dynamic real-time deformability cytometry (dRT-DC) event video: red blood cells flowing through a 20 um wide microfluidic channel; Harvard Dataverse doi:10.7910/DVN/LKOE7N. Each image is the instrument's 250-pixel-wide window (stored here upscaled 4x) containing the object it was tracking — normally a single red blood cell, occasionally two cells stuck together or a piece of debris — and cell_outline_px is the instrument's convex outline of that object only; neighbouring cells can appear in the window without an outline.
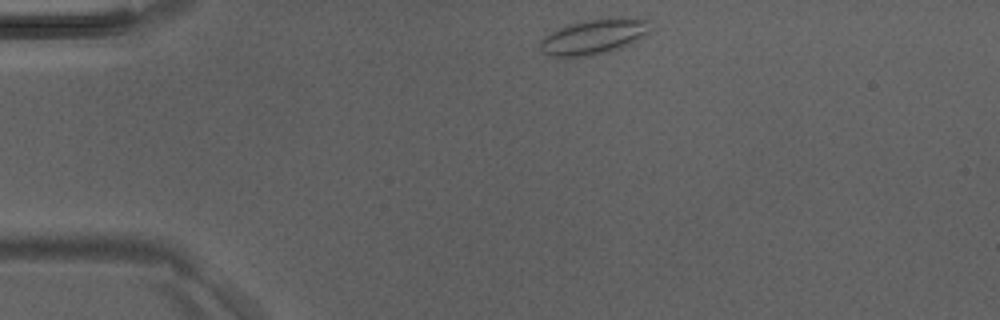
{"species": "Egyptian fruit bat (a non-hibernating species)", "species_latin": "Rousettus aegyptiacus", "temperature_condition": "room temperature", "stored_images_in_passage": 2, "camera_frame_rate_fps": 3000, "um_per_image_px": 0.085, "animal": {"sex": "male"}, "frame": {"image": 1, "passage_image": 1, "time_ms": 0.0, "image_size_px": [1000, 320], "cell_outline_px": [[652, 20], [648, 32], [644, 36], [620, 48], [608, 52], [592, 56], [560, 60], [548, 56], [540, 48], [540, 40], [544, 36], [556, 28], [568, 24], [616, 16]], "centroid_in_image_um": [50.42, 3.15], "position_along_channel_um": 34.6, "area_um2": 23.29}}